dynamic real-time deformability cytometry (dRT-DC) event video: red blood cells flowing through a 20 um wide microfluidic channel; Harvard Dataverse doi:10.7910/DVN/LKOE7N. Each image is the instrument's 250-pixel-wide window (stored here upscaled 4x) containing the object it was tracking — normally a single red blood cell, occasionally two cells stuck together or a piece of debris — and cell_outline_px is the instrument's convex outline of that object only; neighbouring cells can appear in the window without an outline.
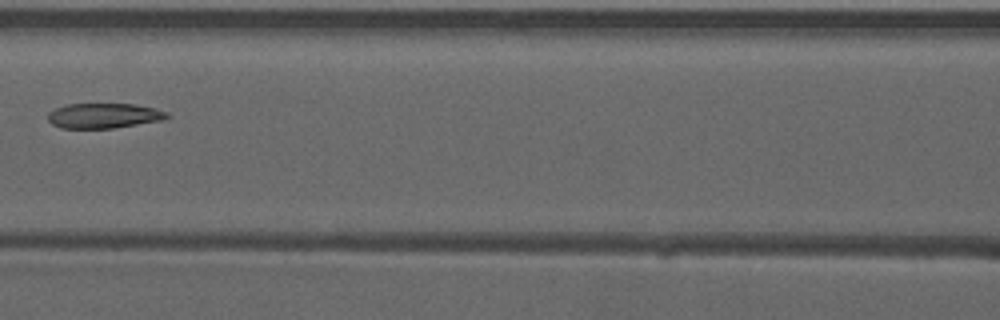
{"species": "common noctule bat (a hibernating species)", "species_latin": "Nyctalus noctula", "temperature_condition": "warm", "stored_images_in_passage": 6, "camera_frame_rate_fps": 3000, "um_per_image_px": 0.085, "animal": {"sex": "male", "forearm_length_mm": 52.5}, "frame": {"image": 1, "passage_image": 6, "time_ms": 1.667, "image_size_px": [1000, 320], "cell_outline_px": [[168, 116], [164, 120], [112, 128], [60, 128], [52, 124], [48, 120], [48, 112], [56, 108], [68, 104], [136, 104], [168, 112]], "centroid_in_image_um": [8.8, 9.83], "position_along_channel_um": 157.8, "area_um2": 17.28}}